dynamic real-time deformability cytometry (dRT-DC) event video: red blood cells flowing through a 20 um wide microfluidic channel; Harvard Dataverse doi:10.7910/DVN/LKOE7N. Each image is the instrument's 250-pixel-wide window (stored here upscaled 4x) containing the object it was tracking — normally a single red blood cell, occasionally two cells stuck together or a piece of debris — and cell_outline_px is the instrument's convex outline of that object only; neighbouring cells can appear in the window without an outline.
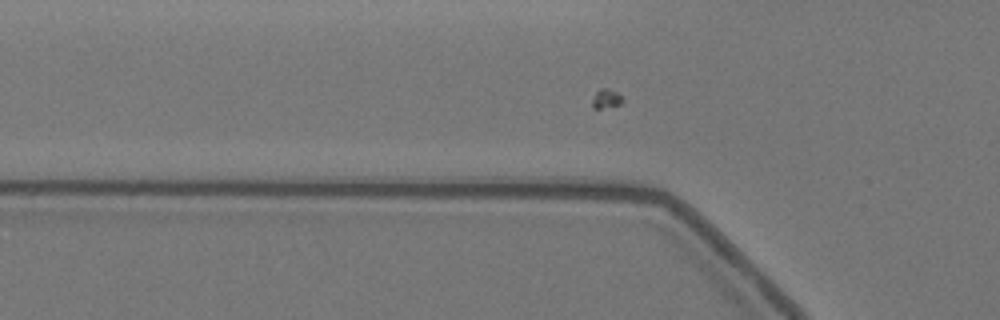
{"species": "Egyptian fruit bat (a non-hibernating species)", "species_latin": "Rousettus aegyptiacus", "temperature_condition": "warm", "stored_images_in_passage": 5, "camera_frame_rate_fps": 3000, "um_per_image_px": 0.085, "animal": {"sex": "female"}, "frame": {"image": 1, "passage_image": 3, "time_ms": 0.667, "image_size_px": [1000, 320], "cell_outline_px": [[672, 208], [484, 192], [476, 188], [476, 184], [564, 184], [632, 188], [664, 192], [672, 200]], "centroid_in_image_um": [49.64, 16.44], "position_along_channel_um": 76.2, "area_um2": 19.02}}